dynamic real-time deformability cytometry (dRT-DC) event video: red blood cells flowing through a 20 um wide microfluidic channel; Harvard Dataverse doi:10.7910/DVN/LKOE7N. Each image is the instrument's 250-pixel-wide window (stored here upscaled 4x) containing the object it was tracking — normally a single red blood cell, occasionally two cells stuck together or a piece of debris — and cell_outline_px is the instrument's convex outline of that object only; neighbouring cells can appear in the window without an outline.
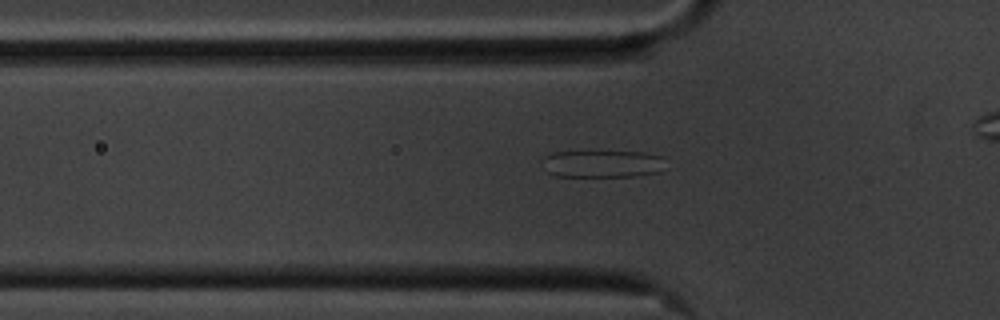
{"species": "common noctule bat (a hibernating species)", "species_latin": "Nyctalus noctula", "temperature_condition": "cold", "stored_images_in_passage": 46, "segment_of_instrument_passage": [1, 2], "camera_frame_rate_fps": 3000, "um_per_image_px": 0.085, "animal": {"sex": "male", "body_mass_g": 20.1, "forearm_length_mm": 53.5}, "frame": {"image": 1, "passage_image": 18, "time_ms": 5.667, "image_size_px": [1000, 320], "cell_outline_px": [[664, 156], [660, 172], [636, 176], [556, 176], [548, 172], [540, 160], [544, 156], [552, 152], [644, 152]], "centroid_in_image_um": [51.18, 13.92], "position_along_channel_um": 74.6, "area_um2": 19.54}}
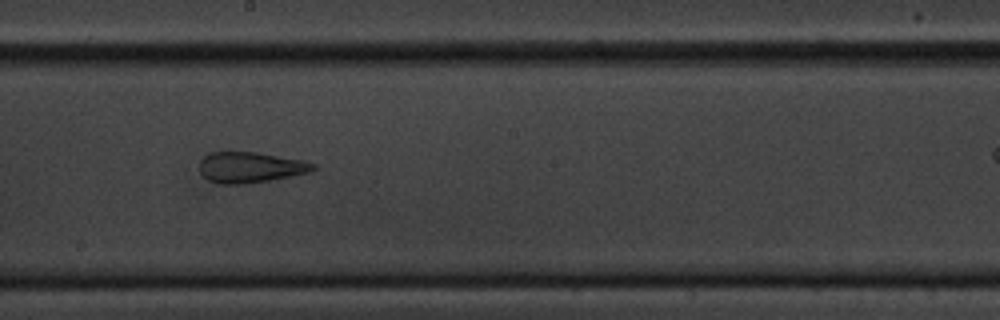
{"frame": {"image": 2, "passage_image": 31, "time_ms": 10.0, "image_size_px": [1000, 320], "cell_outline_px": [[320, 168], [312, 172], [272, 180], [248, 184], [216, 184], [208, 180], [200, 172], [200, 160], [208, 152], [256, 152], [304, 160], [316, 164]], "centroid_in_image_um": [21.33, 14.23], "position_along_channel_um": 226.9, "area_um2": 20.81}}
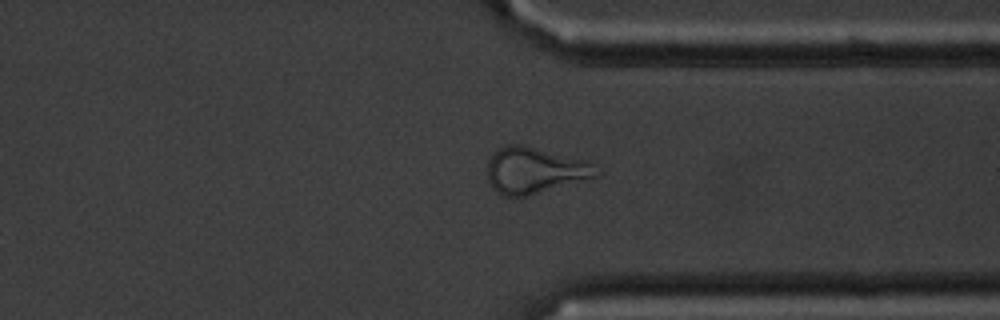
{"frame": {"image": 3, "passage_image": 43, "time_ms": 14.0, "image_size_px": [1000, 320], "cell_outline_px": [[600, 176], [528, 196], [504, 196], [496, 192], [488, 184], [488, 160], [500, 148], [508, 144], [520, 144], [588, 160], [592, 164]], "centroid_in_image_um": [45.45, 14.5], "position_along_channel_um": 366.0, "area_um2": 29.36}}